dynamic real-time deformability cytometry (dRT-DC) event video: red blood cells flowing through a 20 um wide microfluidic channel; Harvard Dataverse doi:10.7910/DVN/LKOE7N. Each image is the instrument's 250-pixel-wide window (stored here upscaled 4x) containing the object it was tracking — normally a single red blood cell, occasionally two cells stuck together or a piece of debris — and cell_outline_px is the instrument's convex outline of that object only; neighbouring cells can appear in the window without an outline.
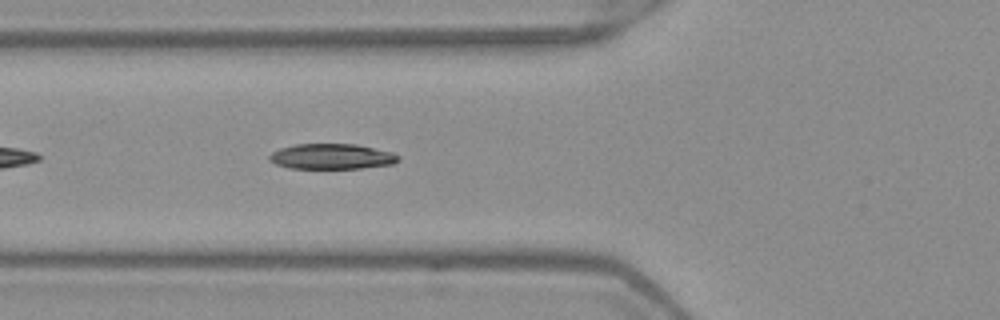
{"species": "Egyptian fruit bat (a non-hibernating species)", "species_latin": "Rousettus aegyptiacus", "temperature_condition": "warm", "stored_images_in_passage": 14, "camera_frame_rate_fps": 3000, "um_per_image_px": 0.085, "frame": {"image": 1, "passage_image": 5, "time_ms": 1.333, "image_size_px": [1000, 320], "cell_outline_px": [[400, 160], [392, 164], [360, 168], [288, 168], [276, 164], [268, 160], [268, 156], [272, 152], [280, 148], [296, 144], [356, 144], [392, 152], [400, 156]], "centroid_in_image_um": [28.18, 13.3], "position_along_channel_um": 97.6, "area_um2": 19.07}}
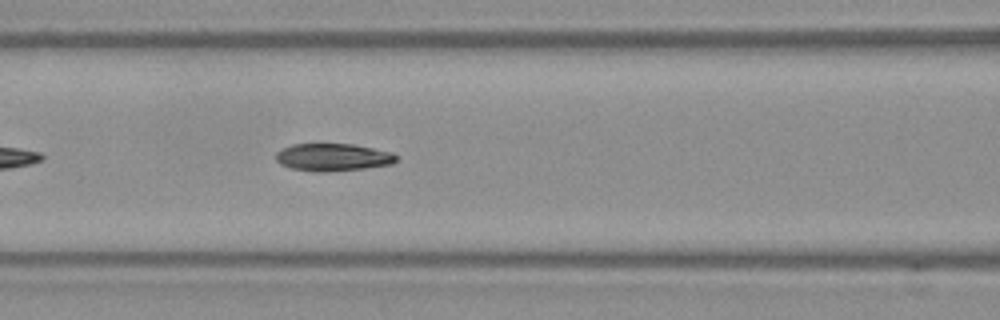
{"frame": {"image": 2, "passage_image": 8, "time_ms": 2.333, "image_size_px": [1000, 320], "cell_outline_px": [[396, 160], [392, 164], [364, 168], [320, 172], [316, 172], [292, 168], [280, 164], [276, 160], [276, 152], [280, 148], [292, 144], [352, 144], [392, 152], [396, 156]], "centroid_in_image_um": [28.25, 13.36], "position_along_channel_um": 138.3, "area_um2": 19.19}}
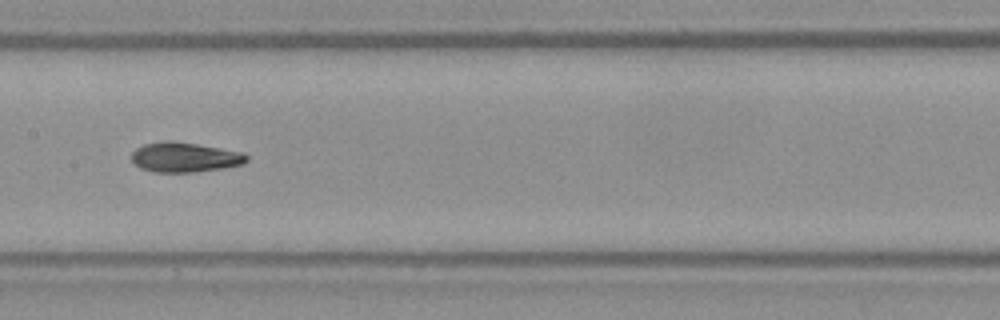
{"frame": {"image": 3, "passage_image": 12, "time_ms": 3.667, "image_size_px": [1000, 320], "cell_outline_px": [[248, 160], [244, 164], [224, 168], [196, 172], [152, 172], [140, 168], [132, 160], [132, 152], [136, 148], [144, 144], [164, 140], [172, 140], [244, 152], [248, 156]], "centroid_in_image_um": [15.71, 13.36], "position_along_channel_um": 191.7, "area_um2": 20.17}}